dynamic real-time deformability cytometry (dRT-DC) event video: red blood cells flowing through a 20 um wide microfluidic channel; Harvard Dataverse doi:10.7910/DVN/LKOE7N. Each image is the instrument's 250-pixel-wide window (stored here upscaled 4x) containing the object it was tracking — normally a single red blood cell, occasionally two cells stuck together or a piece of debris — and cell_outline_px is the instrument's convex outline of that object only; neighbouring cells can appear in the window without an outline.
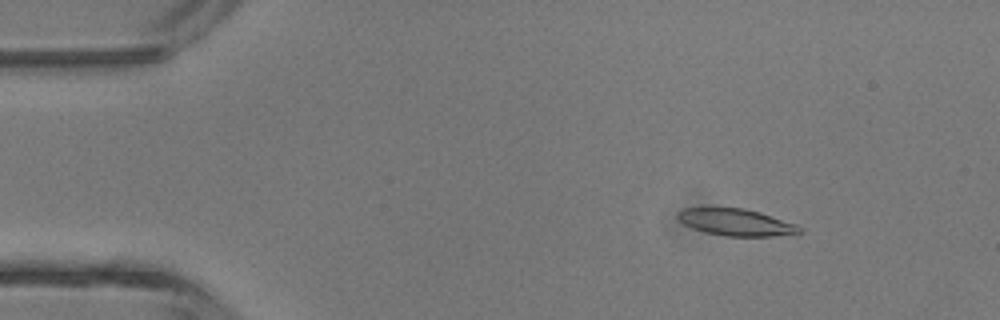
{"species": "common noctule bat (a hibernating species)", "species_latin": "Nyctalus noctula", "temperature_condition": "room temperature", "stored_images_in_passage": 4, "segment_of_instrument_passage": [1, 2], "camera_frame_rate_fps": 3000, "um_per_image_px": 0.085, "animal": {"sex": "male", "body_mass_g": 13.3}, "frame": {"image": 1, "passage_image": 1, "time_ms": 0.0, "image_size_px": [1000, 320], "cell_outline_px": [[804, 232], [772, 236], [724, 236], [704, 232], [692, 228], [684, 224], [676, 216], [676, 212], [684, 208], [744, 208], [760, 212], [796, 224]], "centroid_in_image_um": [62.53, 18.89], "position_along_channel_um": 22.5, "area_um2": 19.02}}